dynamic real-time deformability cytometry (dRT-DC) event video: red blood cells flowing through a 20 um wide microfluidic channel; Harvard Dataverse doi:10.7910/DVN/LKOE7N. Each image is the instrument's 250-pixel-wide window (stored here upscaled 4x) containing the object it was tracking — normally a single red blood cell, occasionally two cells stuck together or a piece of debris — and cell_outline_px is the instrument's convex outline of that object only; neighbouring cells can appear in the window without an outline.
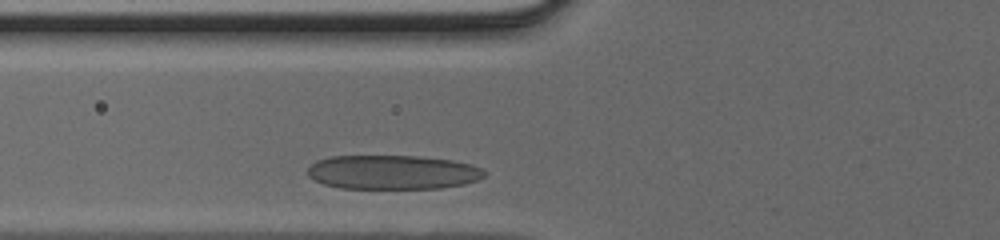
{"species": "human", "species_latin": "Homo sapiens", "temperature_condition": "cold", "stored_images_in_passage": 23, "camera_frame_rate_fps": 3000, "um_per_image_px": 0.085, "donor": {"sex": "male"}, "frame": {"image": 1, "passage_image": 3, "time_ms": 0.667, "image_size_px": [1000, 240], "cell_outline_px": [[484, 176], [476, 180], [464, 184], [440, 188], [340, 188], [324, 184], [308, 176], [308, 168], [316, 160], [328, 156], [420, 156], [452, 160], [472, 164], [480, 168], [484, 172]], "centroid_in_image_um": [33.36, 14.63], "position_along_channel_um": 92.4, "area_um2": 35.14}}
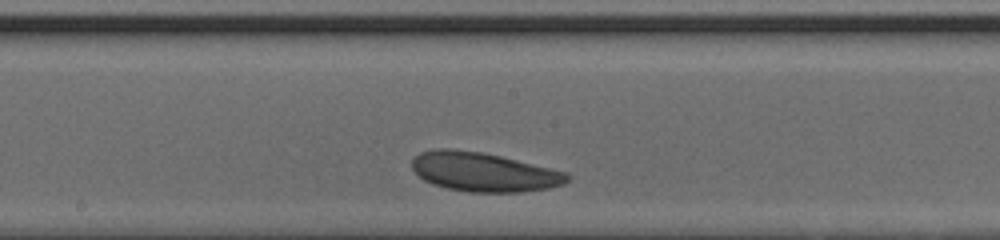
{"frame": {"image": 2, "passage_image": 11, "time_ms": 3.333, "image_size_px": [1000, 240], "cell_outline_px": [[572, 176], [564, 184], [548, 188], [520, 192], [472, 192], [448, 188], [432, 184], [424, 180], [412, 168], [412, 160], [420, 152], [432, 148], [452, 148], [480, 152], [500, 156], [568, 172]], "centroid_in_image_um": [41.12, 14.61], "position_along_channel_um": 207.1, "area_um2": 35.37}}
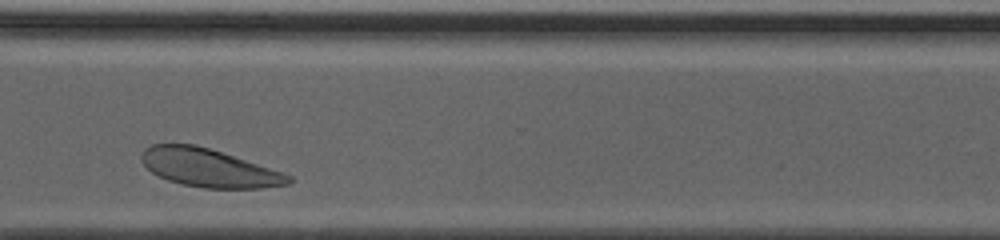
{"frame": {"image": 3, "passage_image": 21, "time_ms": 6.667, "image_size_px": [1000, 240], "cell_outline_px": [[296, 180], [292, 184], [260, 188], [204, 188], [180, 184], [168, 180], [152, 172], [140, 160], [140, 152], [144, 148], [152, 144], [196, 144], [284, 172], [292, 176]], "centroid_in_image_um": [17.78, 14.27], "position_along_channel_um": 352.8, "area_um2": 32.89}}